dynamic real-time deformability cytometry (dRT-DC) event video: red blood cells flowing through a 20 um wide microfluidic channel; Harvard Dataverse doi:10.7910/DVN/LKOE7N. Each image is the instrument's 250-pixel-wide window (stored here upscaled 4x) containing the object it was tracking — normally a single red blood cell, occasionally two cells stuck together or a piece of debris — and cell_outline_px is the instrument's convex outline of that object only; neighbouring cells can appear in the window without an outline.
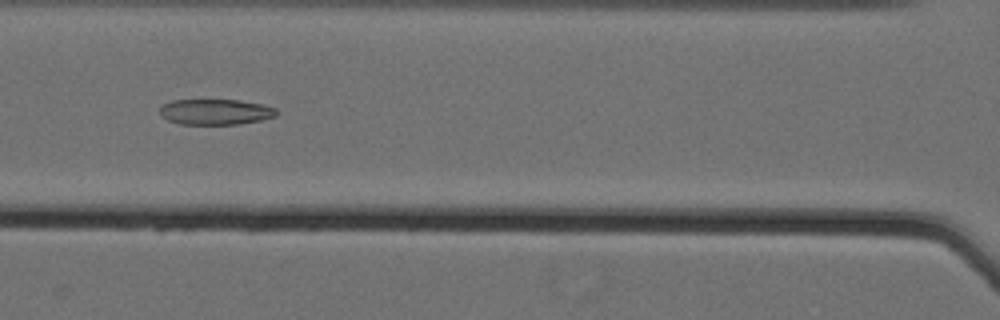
{"species": "Egyptian fruit bat (a non-hibernating species)", "species_latin": "Rousettus aegyptiacus", "temperature_condition": "cold", "stored_images_in_passage": 61, "camera_frame_rate_fps": 3000, "um_per_image_px": 0.085, "animal": {"sex": "female"}, "frame": {"image": 1, "passage_image": 32, "time_ms": 10.333, "image_size_px": [1000, 320], "cell_outline_px": [[280, 112], [276, 116], [260, 120], [240, 124], [180, 124], [168, 120], [160, 116], [160, 108], [164, 104], [172, 100], [240, 100], [264, 104], [276, 108]], "centroid_in_image_um": [18.35, 9.51], "position_along_channel_um": 148.2, "area_um2": 17.57}}
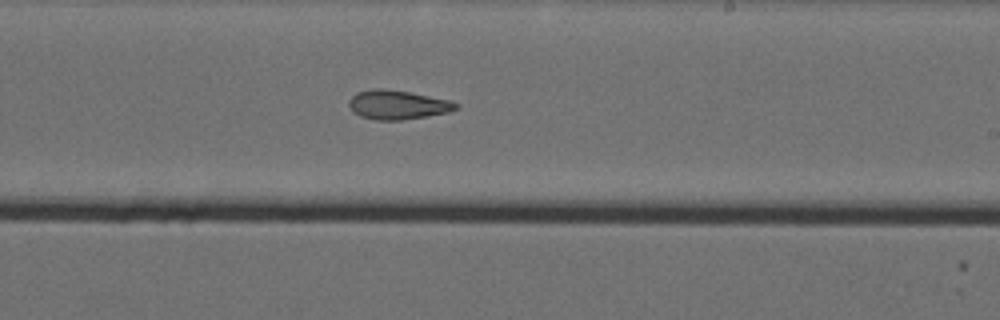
{"frame": {"image": 2, "passage_image": 41, "time_ms": 13.333, "image_size_px": [1000, 320], "cell_outline_px": [[460, 104], [456, 108], [448, 112], [400, 120], [376, 120], [360, 116], [352, 112], [348, 104], [348, 100], [356, 92], [372, 88], [380, 88], [408, 92], [452, 100]], "centroid_in_image_um": [33.75, 8.9], "position_along_channel_um": 255.2, "area_um2": 18.15}}
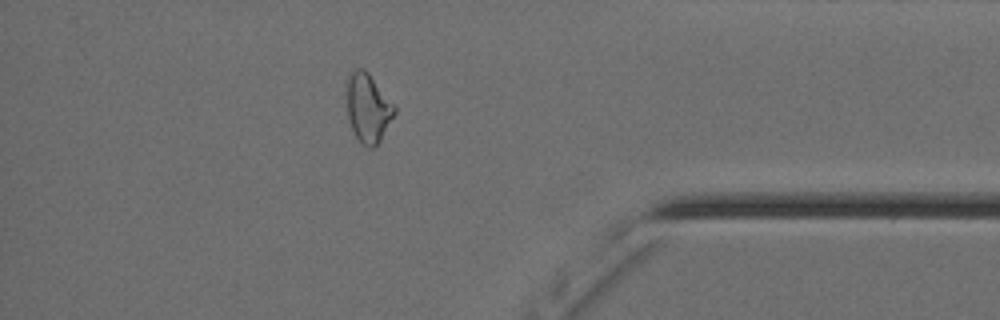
{"frame": {"image": 3, "passage_image": 55, "time_ms": 18.0, "image_size_px": [1000, 320], "cell_outline_px": [[396, 112], [380, 140], [372, 148], [368, 148], [360, 144], [348, 120], [348, 72], [356, 68], [364, 68], [368, 72], [396, 108]], "centroid_in_image_um": [31.27, 9.18], "position_along_channel_um": 403.9, "area_um2": 18.84}, "authors_computed_cell_mechanics": {"area_um2": 21.1548, "velocity_mm_per_s": 3.5713, "shape_relaxation_time_tau1_ms": null, "shape_relaxation_time_tau2_ms": 4.0249, "deformation_change_tau1": null, "deformation_change_tau2": 0.1178}}